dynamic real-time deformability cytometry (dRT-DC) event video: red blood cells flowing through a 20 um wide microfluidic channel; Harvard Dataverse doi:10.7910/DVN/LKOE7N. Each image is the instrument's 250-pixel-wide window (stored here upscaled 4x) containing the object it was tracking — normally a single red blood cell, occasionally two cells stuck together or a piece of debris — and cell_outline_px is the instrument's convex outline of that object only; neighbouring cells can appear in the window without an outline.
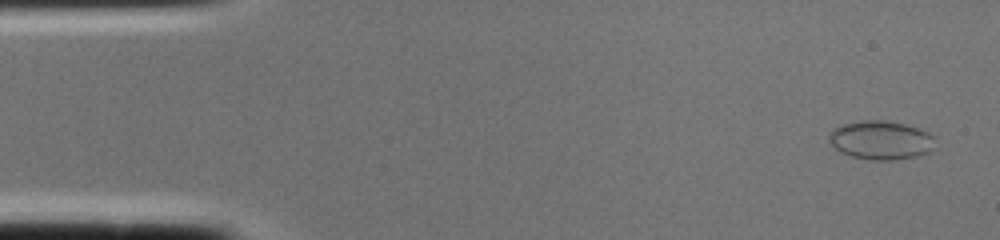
{"species": "common noctule bat (a hibernating species)", "species_latin": "Nyctalus noctula", "temperature_condition": "cold", "stored_images_in_passage": 2, "camera_frame_rate_fps": 3000, "um_per_image_px": 0.085, "animal": {"sex": "female", "body_mass_g": 22.0, "forearm_length_mm": 56.7}, "frame": {"image": 1, "passage_image": 1, "time_ms": 0.0, "image_size_px": [1000, 240], "cell_outline_px": [[936, 136], [932, 148], [928, 152], [916, 156], [892, 160], [868, 160], [852, 156], [840, 152], [828, 140], [828, 136], [832, 128], [844, 124], [864, 120], [884, 120], [904, 124], [928, 132]], "centroid_in_image_um": [74.86, 11.91], "position_along_channel_um": 10.1, "area_um2": 23.93}}
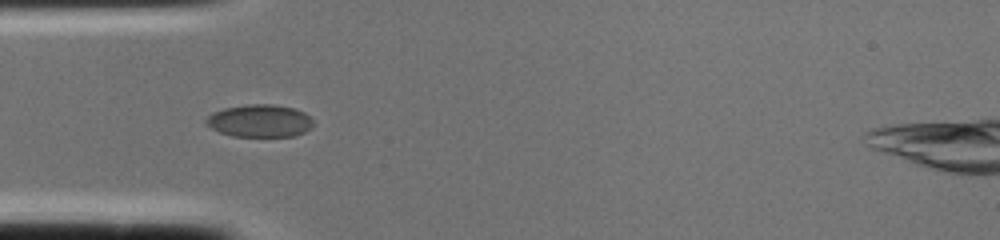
{"frame": {"image": 2, "passage_image": 2, "time_ms": 0.333, "image_size_px": [1000, 240], "cell_outline_px": [[312, 128], [296, 136], [232, 136], [220, 132], [212, 128], [204, 120], [212, 112], [224, 108], [248, 104], [272, 104], [292, 108], [304, 112], [312, 120]], "centroid_in_image_um": [22.07, 10.27], "position_along_channel_um": 62.9, "area_um2": 20.23}}